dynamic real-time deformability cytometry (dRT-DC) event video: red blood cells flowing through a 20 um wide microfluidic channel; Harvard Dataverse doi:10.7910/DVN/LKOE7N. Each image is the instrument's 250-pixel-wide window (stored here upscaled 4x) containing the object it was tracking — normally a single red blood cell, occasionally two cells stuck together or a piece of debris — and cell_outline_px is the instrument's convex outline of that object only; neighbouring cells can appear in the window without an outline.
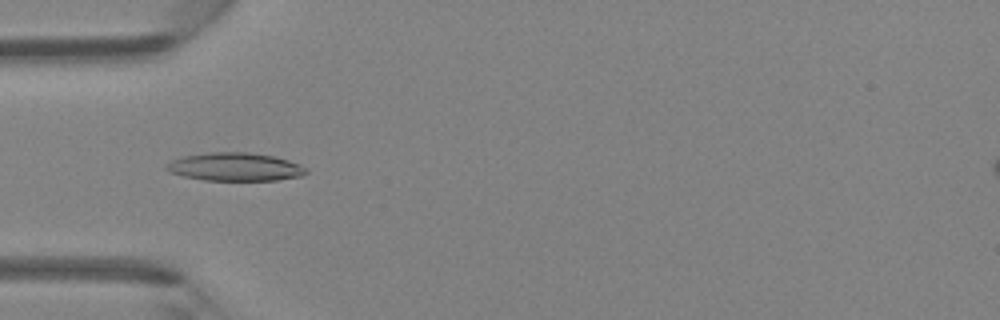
{"species": "Egyptian fruit bat (a non-hibernating species)", "species_latin": "Rousettus aegyptiacus", "temperature_condition": "room temperature", "stored_images_in_passage": 38, "camera_frame_rate_fps": 3000, "um_per_image_px": 0.085, "animal": {"sex": "female"}, "frame": {"image": 1, "passage_image": 7, "time_ms": 2.0, "image_size_px": [1000, 320], "cell_outline_px": [[308, 172], [304, 176], [276, 180], [204, 180], [184, 176], [168, 172], [164, 168], [164, 164], [172, 160], [184, 156], [212, 152], [248, 152], [272, 156], [288, 160], [300, 164], [308, 168]], "centroid_in_image_um": [19.99, 14.19], "position_along_channel_um": 65.0, "area_um2": 23.06}}
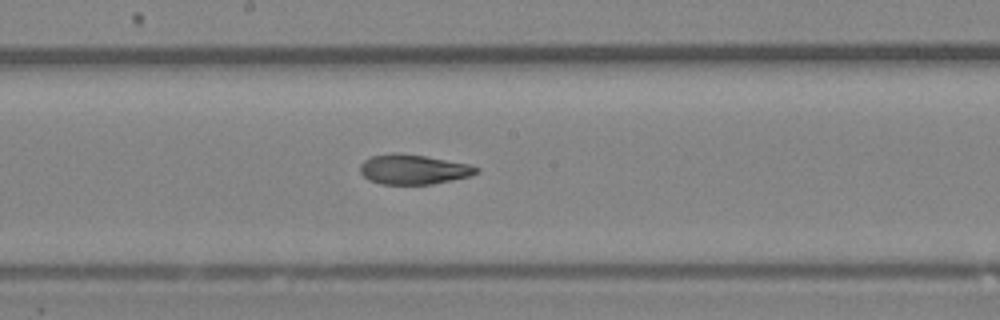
{"frame": {"image": 2, "passage_image": 17, "time_ms": 5.333, "image_size_px": [1000, 320], "cell_outline_px": [[480, 172], [472, 176], [432, 184], [380, 184], [368, 180], [360, 172], [360, 164], [364, 160], [372, 156], [392, 152], [396, 152], [424, 156], [468, 164], [480, 168]], "centroid_in_image_um": [35.13, 14.4], "position_along_channel_um": 213.1, "area_um2": 20.29}}
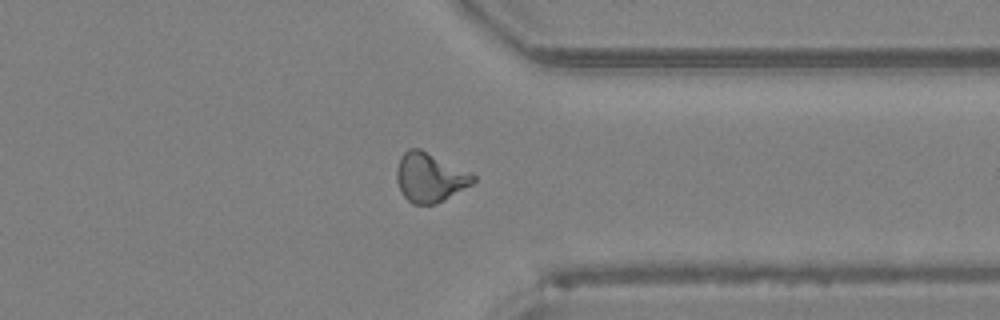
{"frame": {"image": 3, "passage_image": 28, "time_ms": 9.0, "image_size_px": [1000, 320], "cell_outline_px": [[476, 180], [472, 184], [436, 204], [412, 204], [400, 192], [396, 180], [396, 172], [400, 156], [408, 148], [420, 148], [472, 172], [476, 176]], "centroid_in_image_um": [36.53, 15.07], "position_along_channel_um": 374.9, "area_um2": 22.14}}